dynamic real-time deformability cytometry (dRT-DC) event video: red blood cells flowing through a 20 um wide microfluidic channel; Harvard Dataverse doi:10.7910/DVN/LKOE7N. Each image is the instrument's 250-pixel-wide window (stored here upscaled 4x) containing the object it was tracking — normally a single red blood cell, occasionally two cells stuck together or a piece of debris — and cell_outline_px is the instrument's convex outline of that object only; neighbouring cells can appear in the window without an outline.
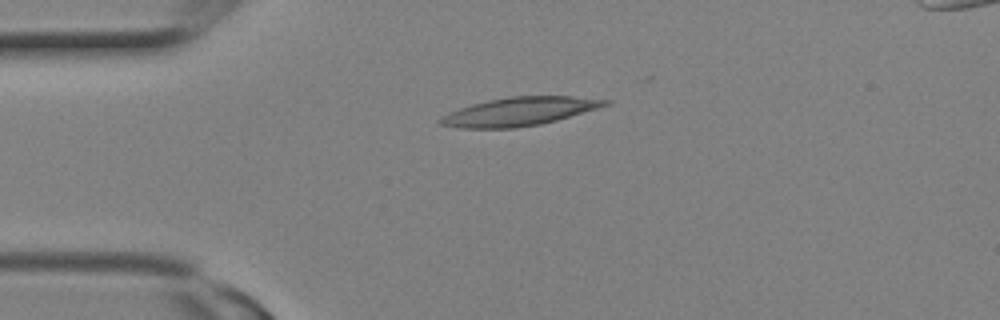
{"species": "Egyptian fruit bat (a non-hibernating species)", "species_latin": "Rousettus aegyptiacus", "temperature_condition": "room temperature", "stored_images_in_passage": 1, "camera_frame_rate_fps": 3000, "um_per_image_px": 0.085, "animal": {"sex": "female"}, "frame": {"image": 1, "passage_image": 1, "time_ms": 0.0, "image_size_px": [1000, 320], "cell_outline_px": [[612, 100], [608, 104], [596, 108], [556, 120], [540, 124], [512, 128], [460, 128], [440, 124], [436, 120], [448, 112], [472, 104], [488, 100], [508, 96], [572, 96]], "centroid_in_image_um": [44.09, 9.47], "position_along_channel_um": 40.9, "area_um2": 27.05}}